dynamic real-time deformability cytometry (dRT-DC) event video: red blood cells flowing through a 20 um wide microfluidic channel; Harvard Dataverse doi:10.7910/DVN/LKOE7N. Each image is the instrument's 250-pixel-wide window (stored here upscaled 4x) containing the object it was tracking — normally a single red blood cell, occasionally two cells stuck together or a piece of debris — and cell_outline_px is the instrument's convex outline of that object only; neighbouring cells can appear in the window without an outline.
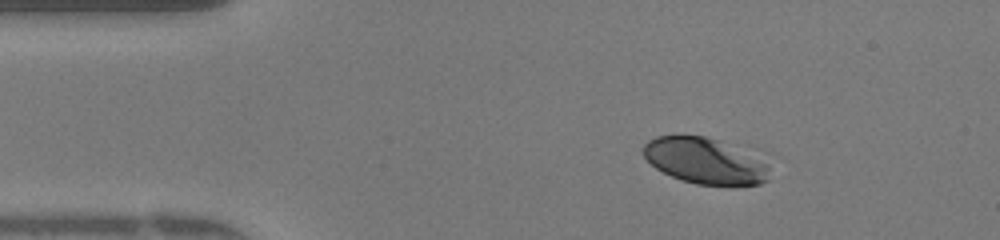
{"species": "human", "species_latin": "Homo sapiens", "temperature_condition": "warm", "stored_images_in_passage": 46, "camera_frame_rate_fps": 3000, "um_per_image_px": 0.085, "donor": {"sex": "female"}, "frame": {"image": 1, "passage_image": 5, "time_ms": 1.333, "image_size_px": [1000, 240], "cell_outline_px": [[768, 180], [760, 184], [736, 188], [732, 188], [696, 184], [680, 180], [656, 168], [644, 156], [644, 144], [648, 140], [656, 136], [676, 132], [704, 136], [720, 140], [764, 164], [768, 168]], "centroid_in_image_um": [59.84, 13.69], "position_along_channel_um": 25.2, "area_um2": 34.22}}
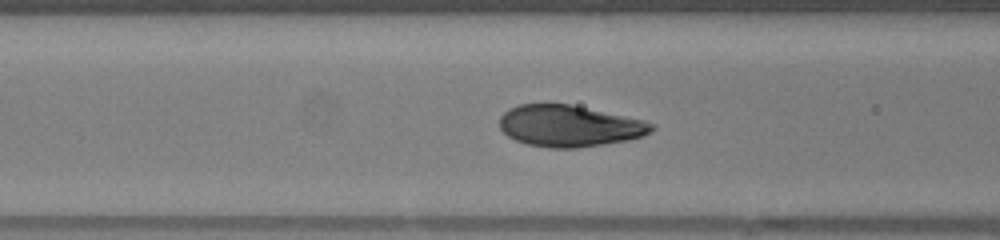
{"frame": {"image": 2, "passage_image": 16, "time_ms": 5.0, "image_size_px": [1000, 240], "cell_outline_px": [[656, 128], [652, 132], [644, 136], [628, 140], [604, 144], [576, 148], [552, 148], [528, 144], [516, 140], [508, 136], [500, 128], [500, 116], [508, 108], [520, 104], [568, 104], [644, 120], [656, 124]], "centroid_in_image_um": [48.42, 10.71], "position_along_channel_um": 118.2, "area_um2": 36.7}}
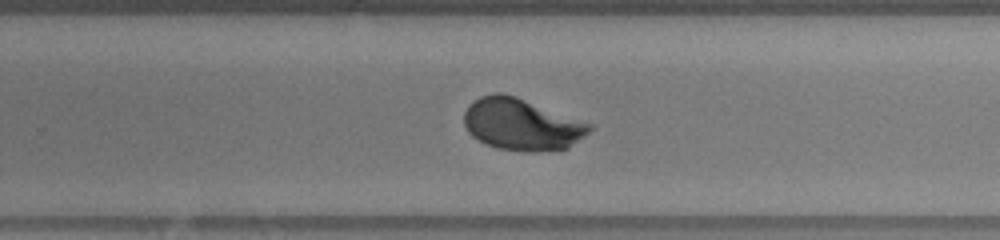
{"frame": {"image": 3, "passage_image": 28, "time_ms": 9.0, "image_size_px": [1000, 240], "cell_outline_px": [[592, 128], [584, 136], [568, 148], [536, 152], [532, 152], [496, 148], [472, 136], [468, 132], [464, 124], [464, 112], [468, 104], [472, 100], [480, 96], [492, 92], [500, 92], [516, 96], [592, 124]], "centroid_in_image_um": [44.31, 10.56], "position_along_channel_um": 285.5, "area_um2": 37.86}, "authors_computed_cell_mechanics": {"area_um2": 37.2521, "velocity_mm_per_s": 4.1872, "shape_relaxation_time_tau1_ms": 2.8845, "shape_relaxation_time_tau2_ms": null, "deformation_change_tau1": 0.184, "deformation_change_tau2": null}}